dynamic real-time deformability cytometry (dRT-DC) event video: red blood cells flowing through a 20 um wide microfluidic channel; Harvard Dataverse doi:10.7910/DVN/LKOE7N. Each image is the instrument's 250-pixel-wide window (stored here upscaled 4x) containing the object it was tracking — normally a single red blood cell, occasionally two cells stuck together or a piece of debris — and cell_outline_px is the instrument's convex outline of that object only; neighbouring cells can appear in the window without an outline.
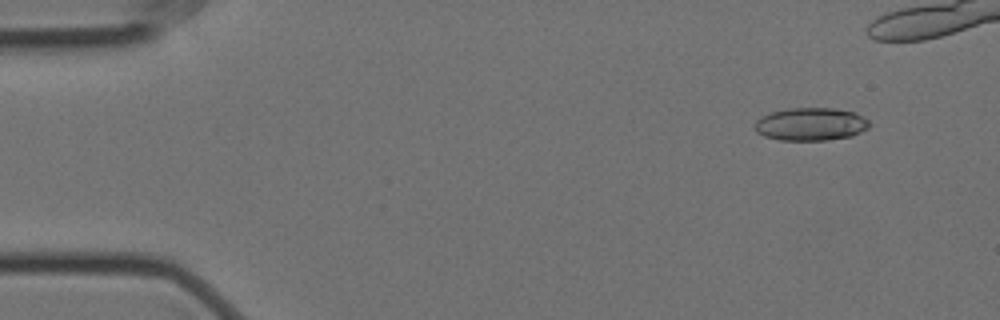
{"species": "Egyptian fruit bat (a non-hibernating species)", "species_latin": "Rousettus aegyptiacus", "temperature_condition": "cold", "stored_images_in_passage": 46, "camera_frame_rate_fps": 3000, "um_per_image_px": 0.085, "animal": {"sex": "female"}, "frame": {"image": 1, "passage_image": 5, "time_ms": 1.333, "image_size_px": [1000, 320], "cell_outline_px": [[872, 124], [868, 128], [852, 136], [828, 140], [780, 140], [764, 136], [756, 132], [756, 120], [760, 116], [772, 112], [788, 108], [832, 108], [856, 112], [868, 120]], "centroid_in_image_um": [68.94, 10.55], "position_along_channel_um": 16.1, "area_um2": 22.08}}
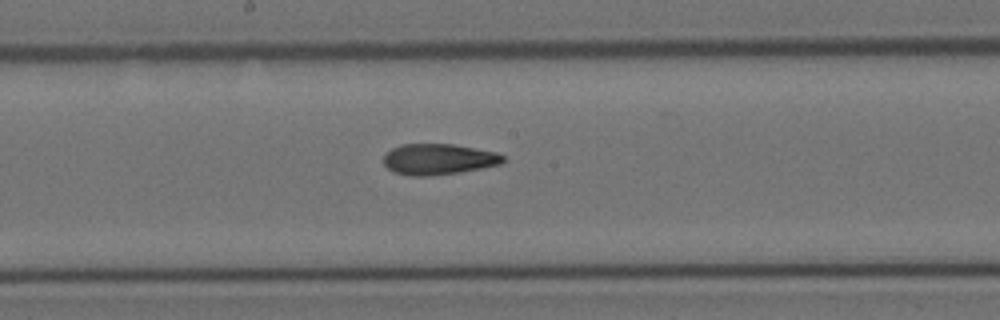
{"frame": {"image": 2, "passage_image": 30, "time_ms": 9.667, "image_size_px": [1000, 320], "cell_outline_px": [[504, 160], [500, 164], [460, 172], [428, 176], [412, 176], [392, 172], [384, 164], [384, 156], [392, 148], [400, 144], [452, 144], [496, 152], [504, 156]], "centroid_in_image_um": [37.24, 13.53], "position_along_channel_um": 211.0, "area_um2": 21.39}}
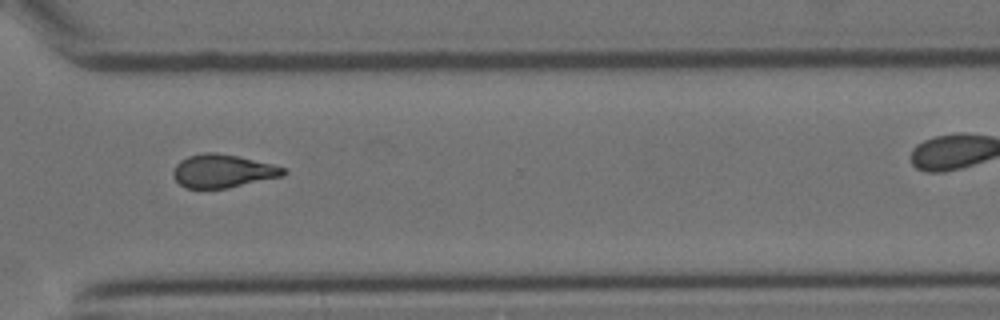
{"frame": {"image": 3, "passage_image": 42, "time_ms": 13.667, "image_size_px": [1000, 320], "cell_outline_px": [[288, 172], [284, 176], [228, 188], [184, 188], [176, 180], [172, 172], [176, 164], [180, 160], [188, 156], [204, 152], [216, 152], [236, 156], [272, 164], [284, 168]], "centroid_in_image_um": [18.93, 14.54], "position_along_channel_um": 351.7, "area_um2": 21.33}}